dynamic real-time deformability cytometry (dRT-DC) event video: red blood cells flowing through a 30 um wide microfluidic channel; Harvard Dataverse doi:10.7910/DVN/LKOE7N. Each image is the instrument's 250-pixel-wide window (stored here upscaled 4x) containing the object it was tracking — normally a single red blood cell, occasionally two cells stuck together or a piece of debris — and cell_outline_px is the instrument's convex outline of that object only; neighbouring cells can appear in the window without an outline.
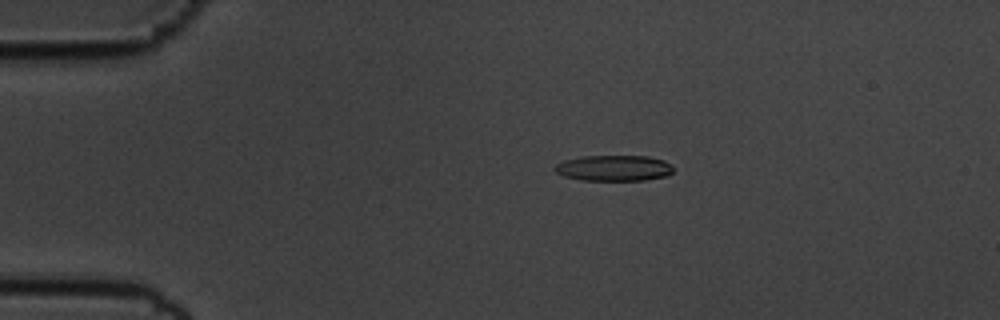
{"species": "common noctule bat (a hibernating species)", "species_latin": "Nyctalus noctula", "temperature_condition": "cold", "stored_images_in_passage": 47, "camera_frame_rate_fps": 3000, "um_per_image_px": 0.085, "animal": {"sex": "male", "body_mass_g": 19.5, "forearm_length_mm": 54.6}, "frame": {"image": 1, "passage_image": 2, "time_ms": 0.333, "image_size_px": [1000, 320], "cell_outline_px": [[672, 172], [668, 176], [644, 180], [580, 180], [564, 176], [556, 172], [552, 168], [556, 164], [564, 160], [584, 156], [648, 156], [664, 160], [672, 164]], "centroid_in_image_um": [52.18, 14.28], "position_along_channel_um": 32.8, "area_um2": 17.92}}
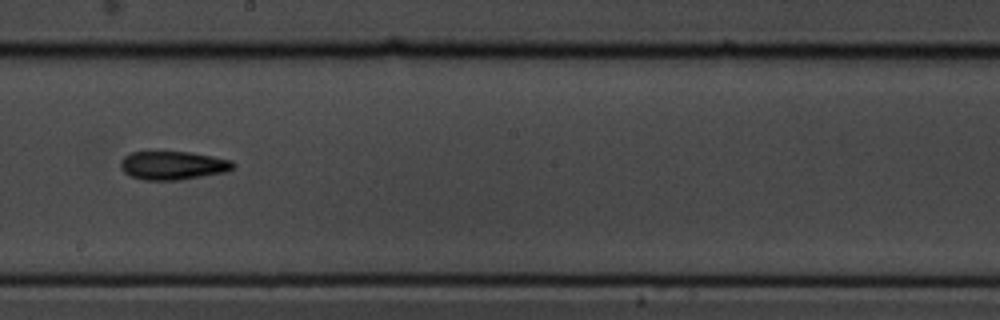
{"frame": {"image": 2, "passage_image": 23, "time_ms": 7.333, "image_size_px": [1000, 320], "cell_outline_px": [[236, 164], [232, 168], [224, 172], [176, 180], [144, 180], [128, 176], [120, 168], [120, 160], [124, 156], [132, 152], [188, 152], [212, 156], [232, 160]], "centroid_in_image_um": [14.64, 14.06], "position_along_channel_um": 233.6, "area_um2": 18.61}}
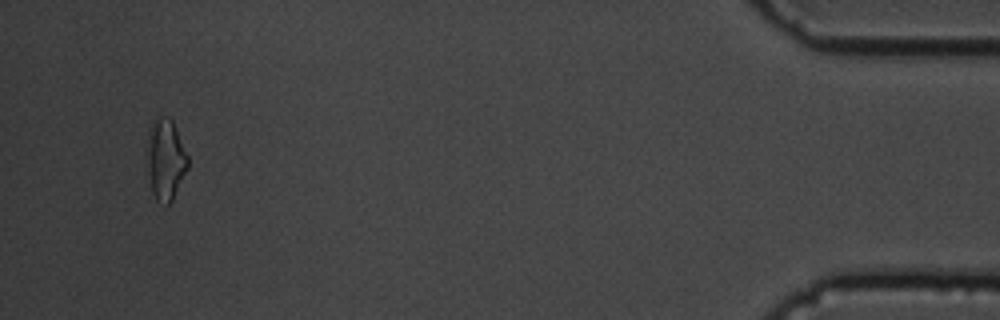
{"frame": {"image": 3, "passage_image": 45, "time_ms": 14.667, "image_size_px": [1000, 320], "cell_outline_px": [[188, 168], [172, 200], [168, 204], [156, 200], [152, 192], [144, 152], [148, 128], [152, 120], [156, 116], [164, 116], [172, 120], [188, 156]], "centroid_in_image_um": [14.02, 13.49], "position_along_channel_um": 421.2, "area_um2": 19.71}, "authors_computed_cell_mechanics": {"area_um2": 18.3226, "velocity_mm_per_s": 3.5553, "shape_relaxation_time_tau1_ms": 4.369, "shape_relaxation_time_tau2_ms": 8.3966, "deformation_change_tau1": 0.1207, "deformation_change_tau2": 0.207}}